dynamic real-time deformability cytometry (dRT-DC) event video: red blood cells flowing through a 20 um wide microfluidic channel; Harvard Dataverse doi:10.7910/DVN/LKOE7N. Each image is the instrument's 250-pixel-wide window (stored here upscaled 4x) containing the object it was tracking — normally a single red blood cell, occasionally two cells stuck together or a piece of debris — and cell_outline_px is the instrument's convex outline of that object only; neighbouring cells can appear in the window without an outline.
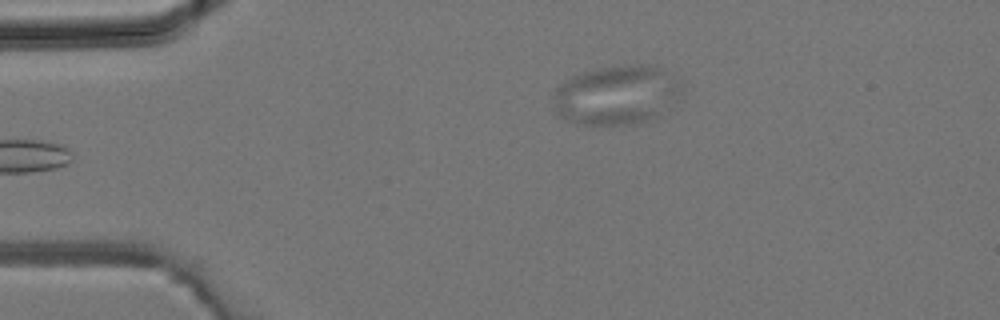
{"species": "common noctule bat (a hibernating species)", "species_latin": "Nyctalus noctula", "temperature_condition": "room temperature", "stored_images_in_passage": 5, "camera_frame_rate_fps": 3000, "um_per_image_px": 0.085, "animal": {"sex": "male", "body_mass_g": 19.2, "forearm_length_mm": 51.8}, "frame": {"image": 1, "passage_image": 5, "time_ms": 1.333, "image_size_px": [1000, 320], "cell_outline_px": [[684, 88], [660, 116], [636, 124], [576, 124], [564, 120], [556, 116], [552, 112], [556, 88], [564, 80], [572, 76], [596, 68], [628, 64], [656, 64], [664, 68], [680, 80], [684, 84]], "centroid_in_image_um": [52.41, 8.06], "position_along_channel_um": 32.6, "area_um2": 45.26}}